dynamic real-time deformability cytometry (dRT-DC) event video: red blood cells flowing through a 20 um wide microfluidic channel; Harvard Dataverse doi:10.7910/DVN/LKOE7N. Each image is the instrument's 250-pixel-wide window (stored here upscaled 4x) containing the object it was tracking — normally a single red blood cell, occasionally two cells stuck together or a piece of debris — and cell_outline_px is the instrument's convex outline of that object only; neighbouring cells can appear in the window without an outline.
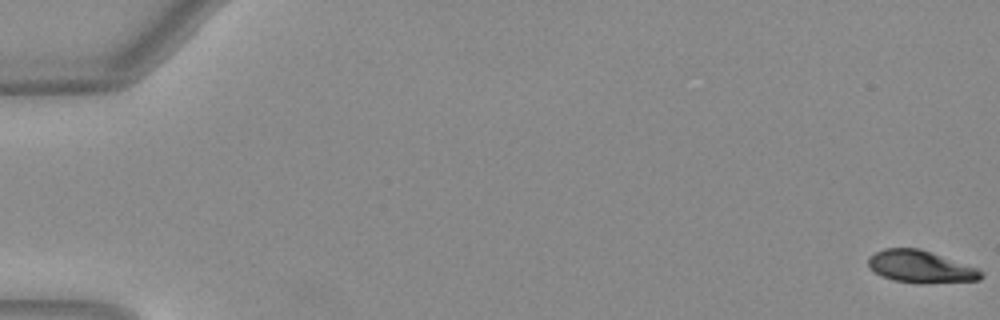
{"species": "Egyptian fruit bat (a non-hibernating species)", "species_latin": "Rousettus aegyptiacus", "temperature_condition": "warm", "stored_images_in_passage": 53, "segment_of_instrument_passage": [1, 2], "camera_frame_rate_fps": 3000, "um_per_image_px": 0.085, "animal": {"sex": "female"}, "frame": {"image": 1, "passage_image": 1, "time_ms": 0.0, "image_size_px": [1000, 320], "cell_outline_px": [[984, 276], [980, 280], [924, 284], [916, 284], [892, 280], [880, 276], [868, 264], [868, 256], [884, 248], [920, 248], [976, 268], [984, 272]], "centroid_in_image_um": [78.25, 22.69], "position_along_channel_um": 6.7, "area_um2": 21.33}}
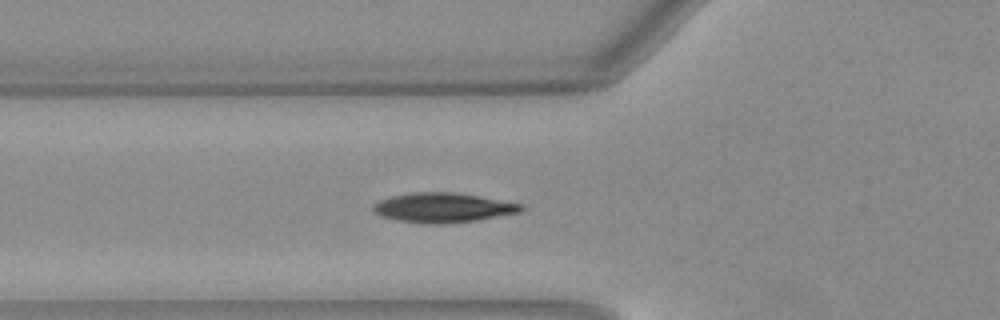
{"frame": {"image": 2, "passage_image": 20, "time_ms": 6.333, "image_size_px": [1000, 320], "cell_outline_px": [[524, 208], [520, 212], [476, 220], [444, 224], [424, 224], [396, 220], [380, 216], [372, 212], [372, 204], [380, 200], [392, 196], [412, 192], [456, 192], [520, 204]], "centroid_in_image_um": [37.56, 17.66], "position_along_channel_um": 88.2, "area_um2": 25.49}}
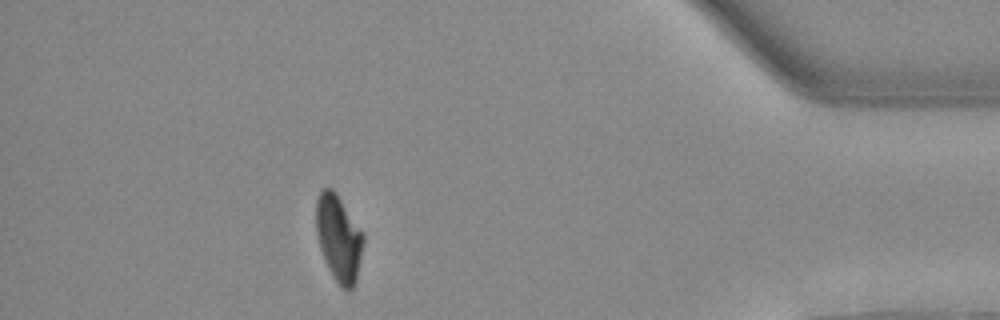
{"frame": {"image": 3, "passage_image": 47, "time_ms": 15.333, "image_size_px": [1000, 320], "cell_outline_px": [[364, 240], [356, 280], [352, 288], [348, 292], [340, 288], [332, 276], [328, 268], [320, 248], [316, 232], [316, 200], [320, 192], [324, 188], [332, 188], [336, 192], [364, 232]], "centroid_in_image_um": [28.8, 20.25], "position_along_channel_um": 406.4, "area_um2": 23.99}}